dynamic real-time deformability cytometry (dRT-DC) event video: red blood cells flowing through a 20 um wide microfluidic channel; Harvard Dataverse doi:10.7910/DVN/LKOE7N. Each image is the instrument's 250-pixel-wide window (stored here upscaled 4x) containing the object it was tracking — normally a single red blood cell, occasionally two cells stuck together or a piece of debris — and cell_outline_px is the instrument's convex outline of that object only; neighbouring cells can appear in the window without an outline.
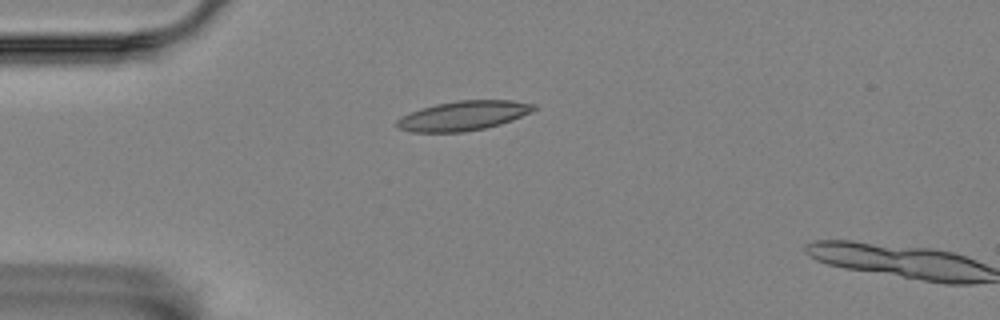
{"species": "Egyptian fruit bat (a non-hibernating species)", "species_latin": "Rousettus aegyptiacus", "temperature_condition": "room temperature", "stored_images_in_passage": 2, "camera_frame_rate_fps": 3000, "um_per_image_px": 0.085, "animal": {"sex": "female"}, "frame": {"image": 1, "passage_image": 1, "time_ms": 0.0, "image_size_px": [1000, 320], "cell_outline_px": [[536, 108], [532, 112], [512, 120], [500, 124], [484, 128], [464, 132], [412, 132], [396, 128], [396, 120], [400, 116], [420, 108], [436, 104], [456, 100], [512, 100], [536, 104]], "centroid_in_image_um": [39.36, 9.83], "position_along_channel_um": 45.6, "area_um2": 23.76}}